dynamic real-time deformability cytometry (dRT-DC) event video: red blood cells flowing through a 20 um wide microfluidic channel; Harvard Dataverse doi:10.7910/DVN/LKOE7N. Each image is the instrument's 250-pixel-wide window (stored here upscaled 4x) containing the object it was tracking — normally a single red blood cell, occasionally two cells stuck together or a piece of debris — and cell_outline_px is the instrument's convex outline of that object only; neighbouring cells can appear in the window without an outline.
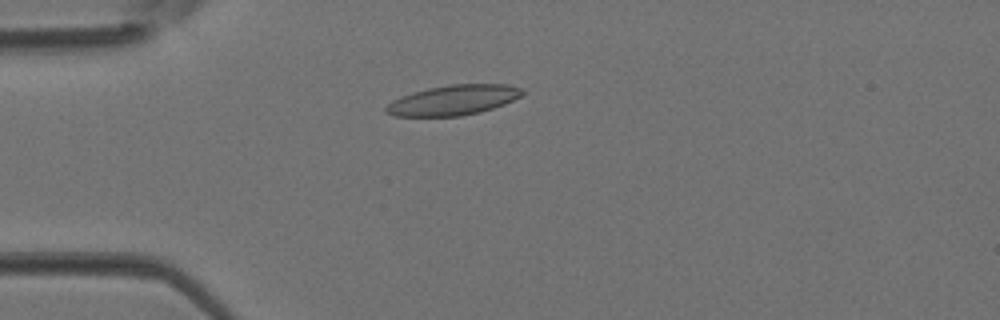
{"species": "Egyptian fruit bat (a non-hibernating species)", "species_latin": "Rousettus aegyptiacus", "temperature_condition": "room temperature", "stored_images_in_passage": 4, "camera_frame_rate_fps": 3000, "um_per_image_px": 0.085, "animal": {"sex": "female"}, "frame": {"image": 1, "passage_image": 4, "time_ms": 1.0, "image_size_px": [1000, 320], "cell_outline_px": [[524, 92], [520, 96], [504, 104], [480, 112], [460, 116], [392, 116], [384, 112], [384, 108], [392, 100], [400, 96], [428, 88], [452, 84], [508, 84], [524, 88]], "centroid_in_image_um": [38.51, 8.51], "position_along_channel_um": 46.5, "area_um2": 23.93}}